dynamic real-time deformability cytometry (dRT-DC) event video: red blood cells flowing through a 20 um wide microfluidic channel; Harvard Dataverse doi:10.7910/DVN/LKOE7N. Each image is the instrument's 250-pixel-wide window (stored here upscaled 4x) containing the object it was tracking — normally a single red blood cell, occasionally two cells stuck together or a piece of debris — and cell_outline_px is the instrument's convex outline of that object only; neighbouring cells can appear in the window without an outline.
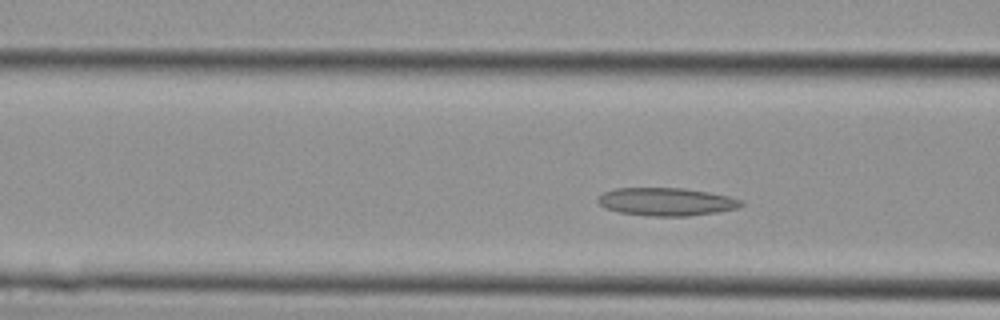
{"species": "Egyptian fruit bat (a non-hibernating species)", "species_latin": "Rousettus aegyptiacus", "temperature_condition": "cold", "stored_images_in_passage": 3, "camera_frame_rate_fps": 3000, "um_per_image_px": 0.085, "animal": {"sex": "female"}, "frame": {"image": 1, "passage_image": 3, "time_ms": 0.667, "image_size_px": [1000, 320], "cell_outline_px": [[744, 204], [736, 208], [716, 212], [688, 216], [648, 216], [620, 212], [604, 208], [596, 200], [604, 192], [616, 188], [684, 188], [708, 192], [728, 196], [744, 200]], "centroid_in_image_um": [56.64, 17.14], "position_along_channel_um": 110.0, "area_um2": 23.29}}